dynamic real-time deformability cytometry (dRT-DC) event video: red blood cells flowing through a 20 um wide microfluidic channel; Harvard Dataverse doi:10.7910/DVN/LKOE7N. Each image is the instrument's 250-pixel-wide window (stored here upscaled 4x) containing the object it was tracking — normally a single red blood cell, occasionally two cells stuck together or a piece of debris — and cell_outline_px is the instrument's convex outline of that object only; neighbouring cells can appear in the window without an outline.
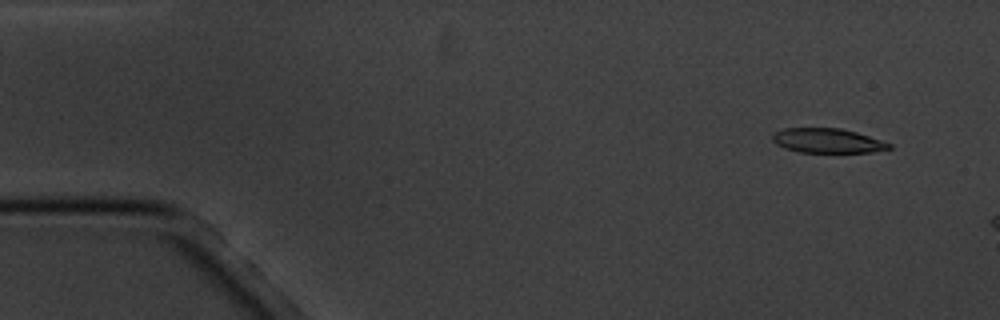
{"species": "common noctule bat (a hibernating species)", "species_latin": "Nyctalus noctula", "temperature_condition": "cold", "stored_images_in_passage": 4, "camera_frame_rate_fps": 3000, "um_per_image_px": 0.085, "animal": {"sex": "male", "body_mass_g": 20.1, "forearm_length_mm": 53.5}, "frame": {"image": 1, "passage_image": 2, "time_ms": 1.0, "image_size_px": [1000, 320], "cell_outline_px": [[892, 148], [872, 152], [800, 152], [784, 148], [776, 144], [772, 140], [772, 132], [784, 128], [840, 128], [856, 132], [892, 144]], "centroid_in_image_um": [70.29, 11.95], "position_along_channel_um": 14.7, "area_um2": 16.65}}